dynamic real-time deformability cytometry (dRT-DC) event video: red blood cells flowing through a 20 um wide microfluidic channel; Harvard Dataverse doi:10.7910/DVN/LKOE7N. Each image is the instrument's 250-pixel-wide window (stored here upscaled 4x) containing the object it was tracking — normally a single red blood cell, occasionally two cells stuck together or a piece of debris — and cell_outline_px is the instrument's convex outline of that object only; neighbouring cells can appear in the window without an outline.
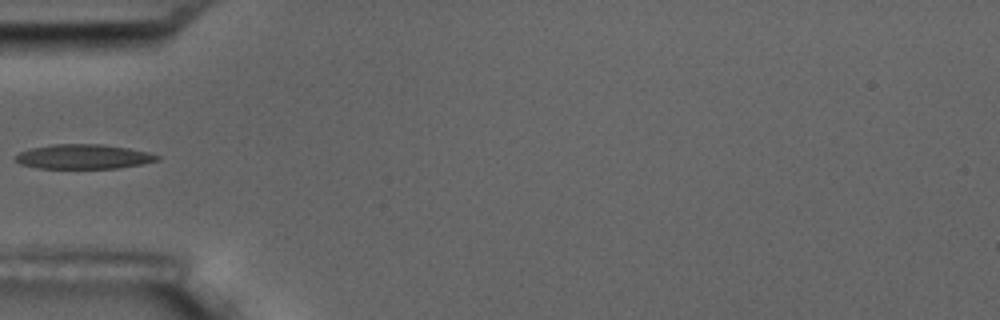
{"species": "common noctule bat (a hibernating species)", "species_latin": "Nyctalus noctula", "temperature_condition": "room temperature", "stored_images_in_passage": 10, "camera_frame_rate_fps": 3000, "um_per_image_px": 0.085, "animal": {"sex": "male", "body_mass_g": 17.5, "forearm_length_mm": 52.3}, "frame": {"image": 1, "passage_image": 6, "time_ms": 6.0, "image_size_px": [1000, 320], "cell_outline_px": [[160, 160], [140, 164], [116, 168], [40, 168], [20, 164], [16, 160], [16, 156], [20, 152], [32, 148], [52, 144], [104, 144], [128, 148], [148, 152], [160, 156]], "centroid_in_image_um": [7.12, 13.31], "position_along_channel_um": 77.9, "area_um2": 20.11}}
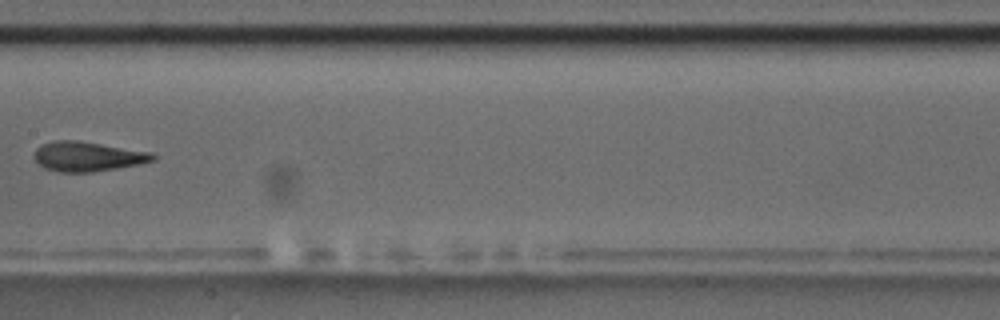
{"frame": {"image": 2, "passage_image": 9, "time_ms": 9.333, "image_size_px": [1000, 320], "cell_outline_px": [[156, 160], [116, 168], [92, 172], [60, 172], [44, 168], [32, 156], [36, 148], [40, 144], [56, 140], [76, 140], [152, 152], [156, 156]], "centroid_in_image_um": [7.41, 13.29], "position_along_channel_um": 200.0, "area_um2": 20.46}}
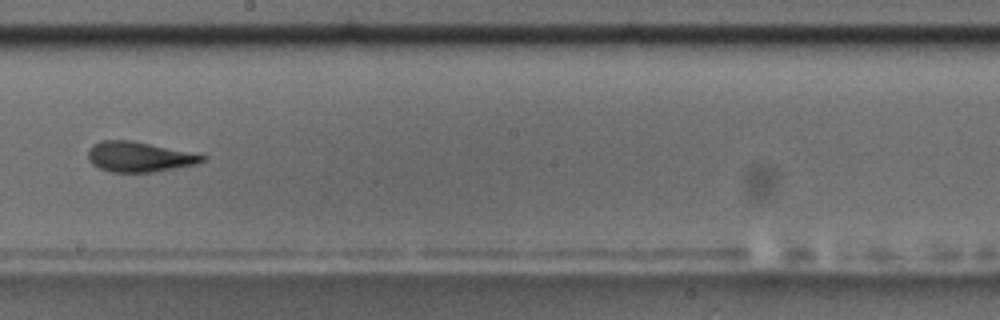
{"frame": {"image": 3, "passage_image": 10, "time_ms": 10.333, "image_size_px": [1000, 320], "cell_outline_px": [[208, 160], [196, 164], [152, 172], [112, 172], [100, 168], [92, 164], [88, 160], [88, 148], [92, 144], [100, 140], [132, 140], [208, 156]], "centroid_in_image_um": [11.81, 13.32], "position_along_channel_um": 236.4, "area_um2": 20.11}}